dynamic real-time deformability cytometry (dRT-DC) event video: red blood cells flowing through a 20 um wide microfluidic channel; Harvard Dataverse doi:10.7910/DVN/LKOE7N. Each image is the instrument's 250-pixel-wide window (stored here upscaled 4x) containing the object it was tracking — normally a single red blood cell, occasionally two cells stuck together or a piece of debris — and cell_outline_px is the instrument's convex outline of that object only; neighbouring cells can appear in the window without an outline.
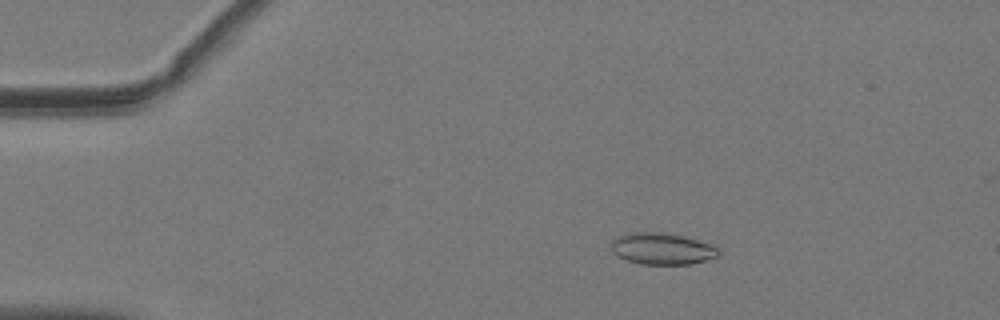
{"species": "common noctule bat (a hibernating species)", "species_latin": "Nyctalus noctula", "temperature_condition": "warm", "stored_images_in_passage": 44, "camera_frame_rate_fps": 3000, "um_per_image_px": 0.085, "animal": {"sex": "male", "body_mass_g": 19.2, "forearm_length_mm": 51.8}, "frame": {"image": 1, "passage_image": 2, "time_ms": 0.333, "image_size_px": [1000, 320], "cell_outline_px": [[720, 256], [692, 264], [640, 264], [628, 260], [612, 252], [608, 244], [616, 236], [628, 232], [664, 232], [684, 236], [712, 244], [720, 248]], "centroid_in_image_um": [56.28, 21.12], "position_along_channel_um": 28.7, "area_um2": 20.17}}
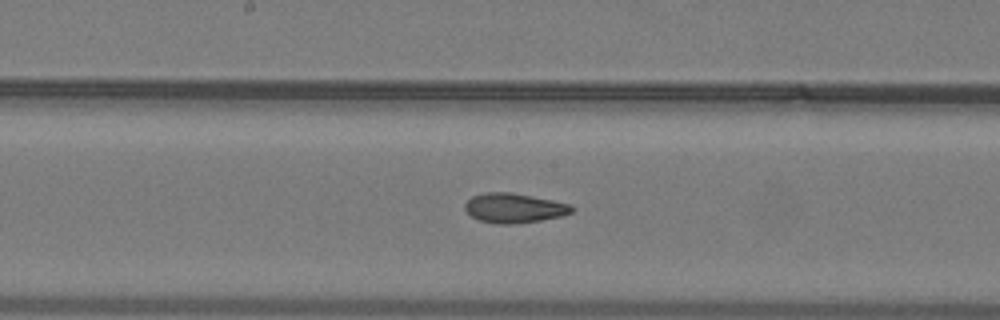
{"frame": {"image": 2, "passage_image": 20, "time_ms": 6.333, "image_size_px": [1000, 320], "cell_outline_px": [[572, 212], [564, 216], [540, 220], [512, 224], [496, 224], [480, 220], [472, 216], [464, 208], [464, 204], [472, 196], [484, 192], [512, 192], [572, 204]], "centroid_in_image_um": [43.7, 17.67], "position_along_channel_um": 204.5, "area_um2": 18.44}}
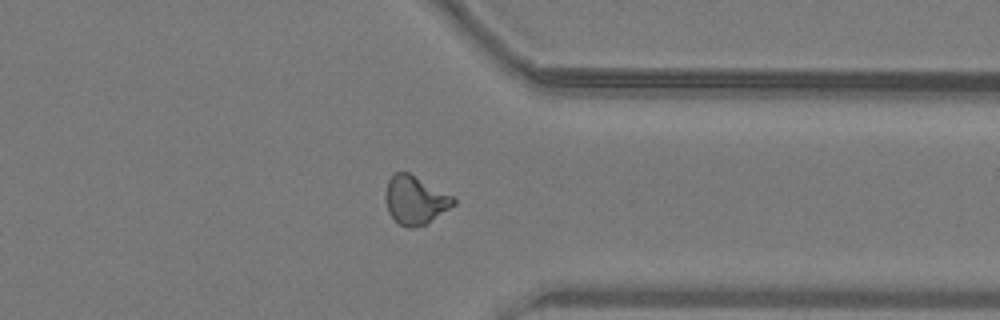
{"frame": {"image": 3, "passage_image": 33, "time_ms": 10.667, "image_size_px": [1000, 320], "cell_outline_px": [[456, 204], [424, 224], [412, 228], [408, 228], [400, 224], [388, 212], [384, 196], [388, 180], [392, 172], [408, 172], [452, 196], [456, 200]], "centroid_in_image_um": [35.25, 16.99], "position_along_channel_um": 376.1, "area_um2": 18.9}, "authors_computed_cell_mechanics": {"area_um2": 18.5538, "velocity_mm_per_s": 4.0478, "shape_relaxation_time_tau1_ms": null, "shape_relaxation_time_tau2_ms": 2.5732, "deformation_change_tau1": null, "deformation_change_tau2": 0.0955}}